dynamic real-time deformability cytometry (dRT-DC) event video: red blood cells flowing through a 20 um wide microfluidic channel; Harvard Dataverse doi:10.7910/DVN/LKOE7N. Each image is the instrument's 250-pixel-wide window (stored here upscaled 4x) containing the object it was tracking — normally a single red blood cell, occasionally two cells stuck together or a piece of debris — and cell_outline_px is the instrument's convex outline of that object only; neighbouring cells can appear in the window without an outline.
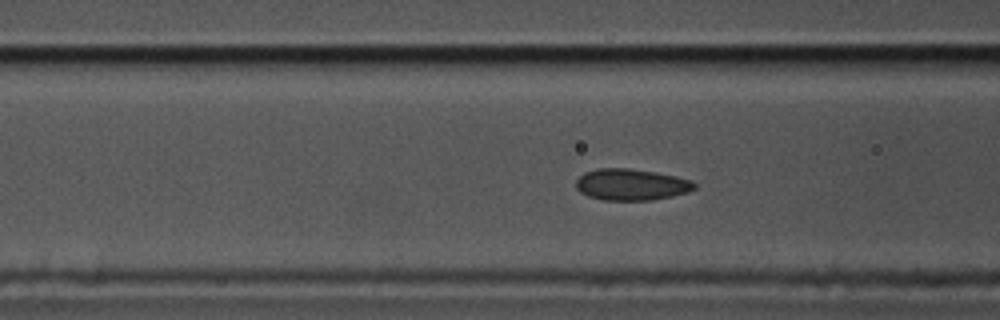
{"species": "common noctule bat (a hibernating species)", "species_latin": "Nyctalus noctula", "temperature_condition": "cold", "stored_images_in_passage": 45, "camera_frame_rate_fps": 3000, "um_per_image_px": 0.085, "animal": {"sex": "male", "body_mass_g": 17.5, "forearm_length_mm": 52.3}, "frame": {"image": 1, "passage_image": 8, "time_ms": 2.333, "image_size_px": [1000, 320], "cell_outline_px": [[696, 188], [688, 192], [672, 196], [652, 200], [604, 200], [588, 196], [580, 192], [576, 188], [576, 180], [584, 172], [596, 168], [628, 168], [656, 172], [676, 176], [692, 180], [696, 184]], "centroid_in_image_um": [53.66, 15.68], "position_along_channel_um": 112.9, "area_um2": 21.85}}
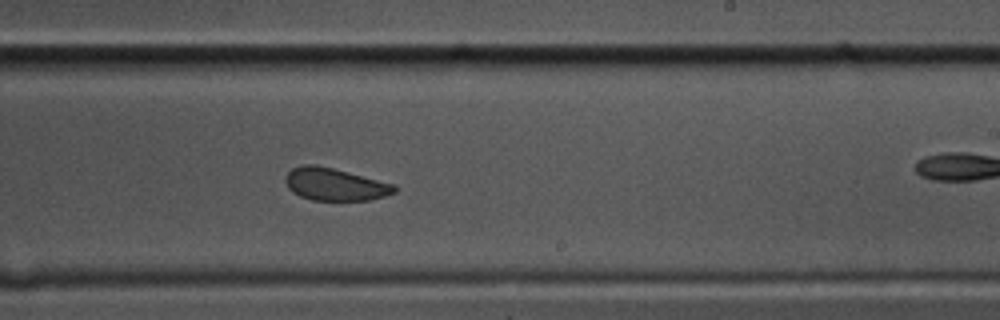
{"frame": {"image": 2, "passage_image": 21, "time_ms": 6.667, "image_size_px": [1000, 320], "cell_outline_px": [[396, 192], [384, 196], [368, 200], [312, 200], [300, 196], [292, 192], [288, 188], [284, 180], [284, 176], [292, 168], [304, 164], [316, 164], [396, 184]], "centroid_in_image_um": [28.44, 15.66], "position_along_channel_um": 260.6, "area_um2": 20.69}}
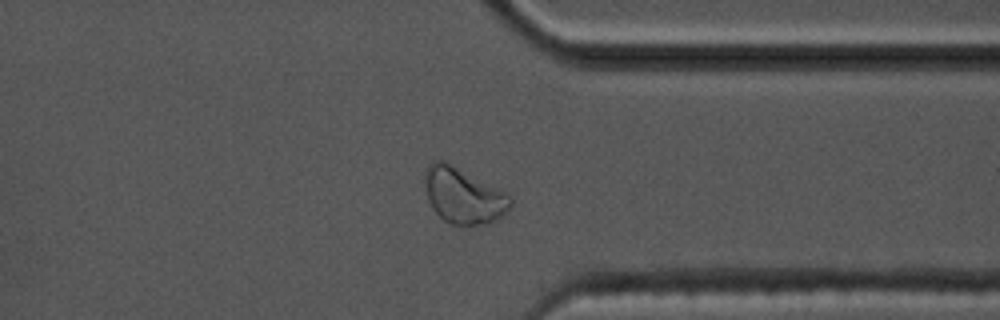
{"frame": {"image": 3, "passage_image": 31, "time_ms": 10.0, "image_size_px": [1000, 320], "cell_outline_px": [[512, 204], [500, 216], [484, 224], [468, 228], [452, 224], [444, 220], [432, 208], [428, 200], [424, 180], [424, 176], [428, 164], [432, 160], [444, 160], [508, 192], [512, 200]], "centroid_in_image_um": [39.38, 16.62], "position_along_channel_um": 372.0, "area_um2": 28.15}, "authors_computed_cell_mechanics": {"area_um2": 21.8484, "velocity_mm_per_s": 3.4131, "shape_relaxation_time_tau1_ms": 3.4731, "shape_relaxation_time_tau2_ms": 2.2448, "deformation_change_tau1": 0.0764, "deformation_change_tau2": 0.0523}}